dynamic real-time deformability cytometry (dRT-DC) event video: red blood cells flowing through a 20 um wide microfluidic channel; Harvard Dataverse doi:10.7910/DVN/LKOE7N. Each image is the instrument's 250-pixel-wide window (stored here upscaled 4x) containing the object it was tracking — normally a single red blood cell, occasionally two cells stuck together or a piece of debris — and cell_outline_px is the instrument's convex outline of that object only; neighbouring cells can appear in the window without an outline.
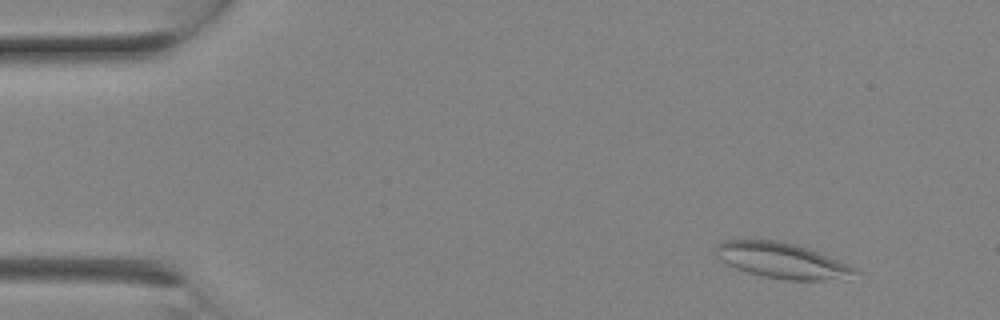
{"species": "Egyptian fruit bat (a non-hibernating species)", "species_latin": "Rousettus aegyptiacus", "temperature_condition": "room temperature", "stored_images_in_passage": 2, "segment_of_instrument_passage": [2, 2], "camera_frame_rate_fps": 3000, "um_per_image_px": 0.085, "animal": {"sex": "female"}, "frame": {"image": 1, "passage_image": 2, "time_ms": 0.333, "image_size_px": [1000, 320], "cell_outline_px": [[860, 272], [848, 280], [784, 280], [764, 276], [748, 272], [736, 268], [720, 260], [716, 256], [716, 244], [720, 240], [776, 240], [796, 244], [808, 248], [848, 264], [856, 268]], "centroid_in_image_um": [66.51, 22.15], "position_along_channel_um": 18.5, "area_um2": 29.07}}